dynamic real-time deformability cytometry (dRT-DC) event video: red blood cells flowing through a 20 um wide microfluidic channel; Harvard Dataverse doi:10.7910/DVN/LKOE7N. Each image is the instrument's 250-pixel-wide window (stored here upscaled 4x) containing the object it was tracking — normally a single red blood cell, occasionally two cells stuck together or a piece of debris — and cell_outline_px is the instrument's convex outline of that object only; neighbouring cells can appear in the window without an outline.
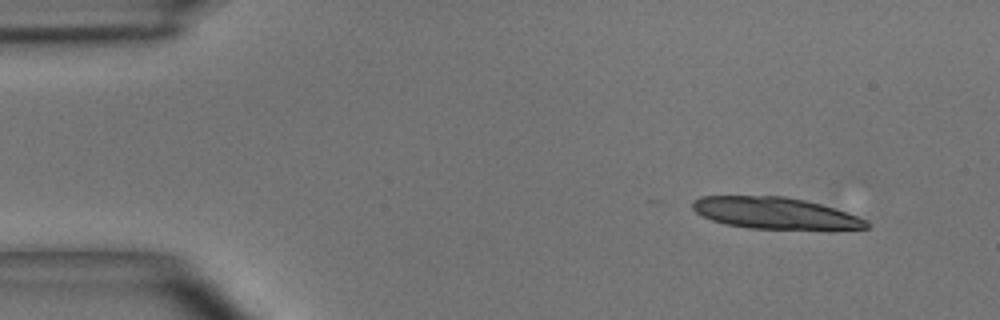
{"species": "common noctule bat (a hibernating species)", "species_latin": "Nyctalus noctula", "temperature_condition": "room temperature", "stored_images_in_passage": 17, "camera_frame_rate_fps": 3000, "um_per_image_px": 0.085, "animal": {"sex": "male", "body_mass_g": 15.6}, "frame": {"image": 1, "passage_image": 1, "time_ms": 0.0, "image_size_px": [1000, 320], "cell_outline_px": [[872, 224], [868, 228], [832, 232], [748, 228], [728, 224], [712, 220], [696, 212], [692, 208], [692, 200], [700, 196], [784, 196], [804, 200], [836, 208], [868, 220]], "centroid_in_image_um": [66.04, 18.16], "position_along_channel_um": 19.0, "area_um2": 33.23}}
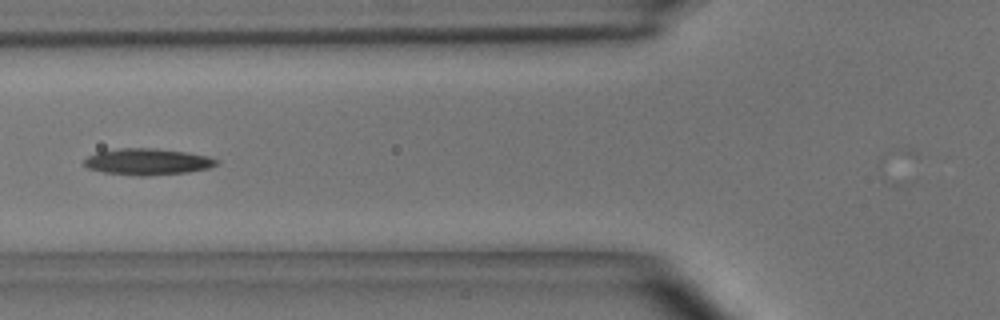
{"frame": {"image": 2, "passage_image": 15, "time_ms": 4.667, "image_size_px": [1000, 320], "cell_outline_px": [[216, 164], [208, 168], [188, 172], [148, 176], [136, 176], [104, 172], [88, 168], [84, 164], [84, 160], [88, 156], [100, 152], [120, 148], [152, 148], [184, 152], [208, 156], [216, 160]], "centroid_in_image_um": [12.52, 13.75], "position_along_channel_um": 113.3, "area_um2": 20.06}}